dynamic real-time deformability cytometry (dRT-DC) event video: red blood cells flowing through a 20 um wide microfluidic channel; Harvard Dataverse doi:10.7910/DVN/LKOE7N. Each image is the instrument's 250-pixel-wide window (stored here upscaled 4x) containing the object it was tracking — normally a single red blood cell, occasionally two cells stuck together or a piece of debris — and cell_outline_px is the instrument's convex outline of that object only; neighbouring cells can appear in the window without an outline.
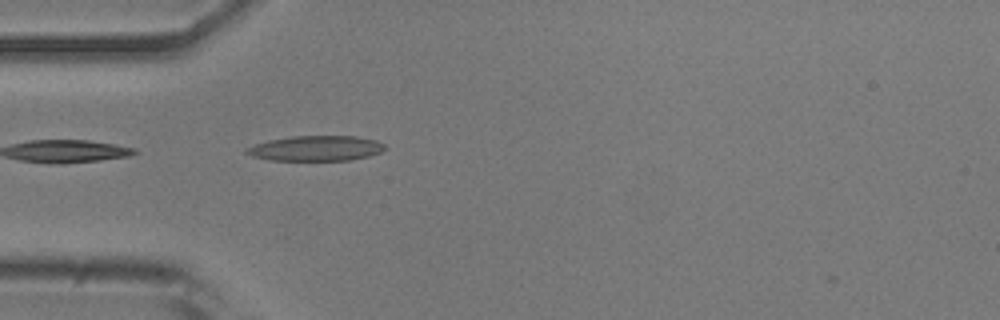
{"species": "common noctule bat (a hibernating species)", "species_latin": "Nyctalus noctula", "temperature_condition": "room temperature", "stored_images_in_passage": 36, "camera_frame_rate_fps": 3000, "um_per_image_px": 0.085, "animal": {"sex": "male", "body_mass_g": 20.5, "forearm_length_mm": 52.5}, "frame": {"image": 1, "passage_image": 1, "time_ms": 0.0, "image_size_px": [1000, 320], "cell_outline_px": [[388, 148], [380, 152], [368, 156], [352, 160], [268, 160], [252, 156], [244, 152], [244, 148], [268, 140], [288, 136], [356, 136], [376, 140], [384, 144]], "centroid_in_image_um": [26.85, 12.6], "position_along_channel_um": 58.2, "area_um2": 20.46}}
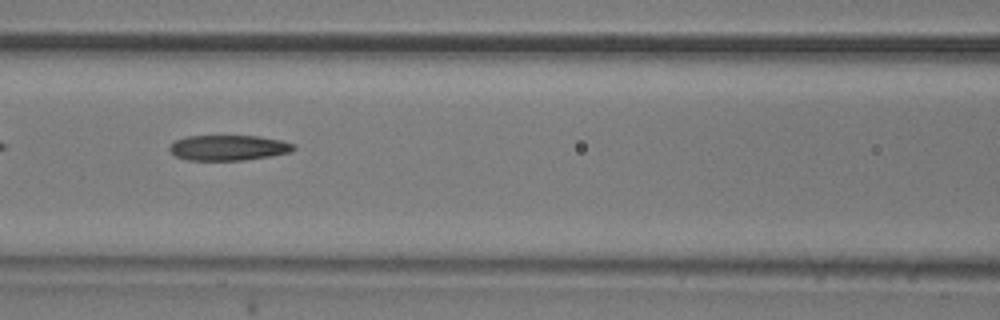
{"frame": {"image": 2, "passage_image": 8, "time_ms": 2.333, "image_size_px": [1000, 320], "cell_outline_px": [[296, 148], [292, 152], [244, 160], [188, 160], [176, 156], [168, 148], [176, 140], [184, 136], [260, 136], [280, 140], [296, 144]], "centroid_in_image_um": [19.45, 12.55], "position_along_channel_um": 147.2, "area_um2": 18.32}}
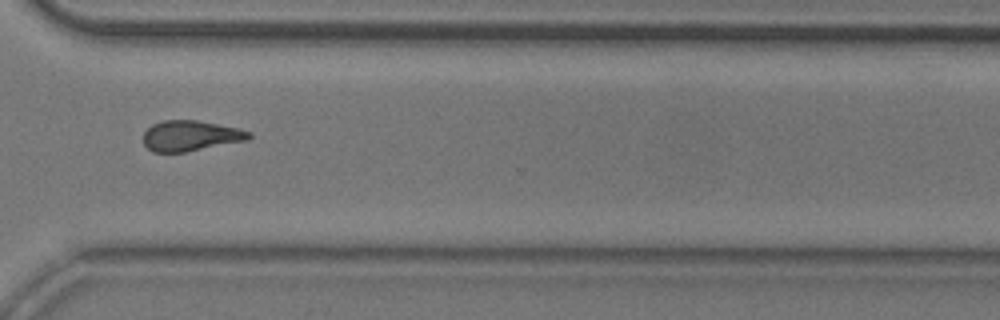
{"frame": {"image": 3, "passage_image": 24, "time_ms": 7.667, "image_size_px": [1000, 320], "cell_outline_px": [[252, 136], [248, 140], [184, 152], [152, 152], [144, 144], [144, 132], [152, 124], [164, 120], [196, 120], [240, 128], [252, 132]], "centroid_in_image_um": [16.22, 11.53], "position_along_channel_um": 354.4, "area_um2": 18.79}}